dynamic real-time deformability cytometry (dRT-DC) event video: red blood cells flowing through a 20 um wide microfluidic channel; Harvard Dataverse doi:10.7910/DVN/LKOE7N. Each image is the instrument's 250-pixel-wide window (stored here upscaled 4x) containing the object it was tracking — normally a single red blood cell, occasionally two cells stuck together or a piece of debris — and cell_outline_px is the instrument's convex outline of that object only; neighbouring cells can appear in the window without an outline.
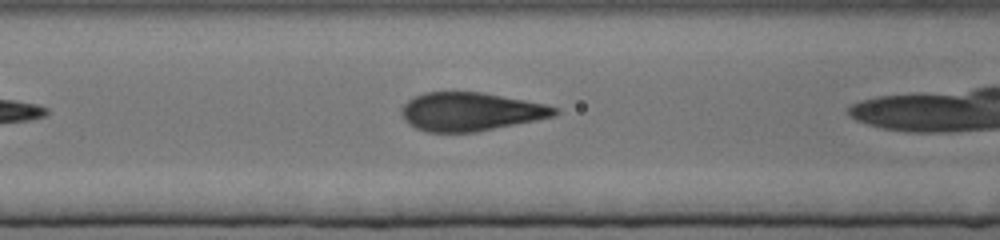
{"species": "human", "species_latin": "Homo sapiens", "temperature_condition": "cold", "stored_images_in_passage": 63, "camera_frame_rate_fps": 3000, "um_per_image_px": 0.085, "donor": {"sex": "female"}, "frame": {"image": 1, "passage_image": 9, "time_ms": 2.667, "image_size_px": [1000, 240], "cell_outline_px": [[560, 112], [556, 116], [476, 132], [428, 132], [416, 128], [408, 124], [404, 120], [400, 112], [400, 108], [408, 100], [424, 92], [480, 92], [548, 104], [560, 108]], "centroid_in_image_um": [40.02, 9.49], "position_along_channel_um": 126.6, "area_um2": 34.51}}
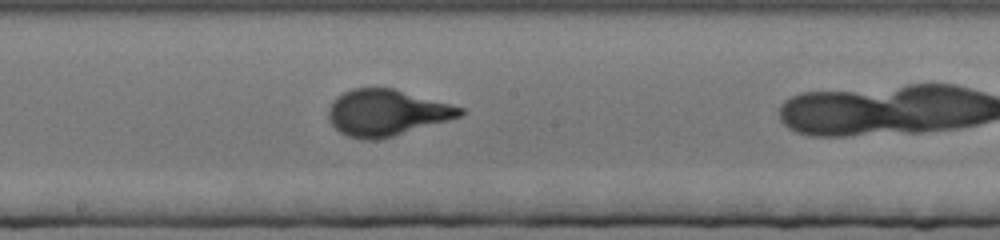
{"frame": {"image": 2, "passage_image": 32, "time_ms": 10.333, "image_size_px": [1000, 240], "cell_outline_px": [[464, 116], [380, 140], [360, 140], [348, 136], [340, 132], [332, 124], [328, 116], [328, 108], [332, 100], [336, 96], [352, 88], [396, 88], [464, 108]], "centroid_in_image_um": [32.87, 9.58], "position_along_channel_um": 215.3, "area_um2": 35.89}}
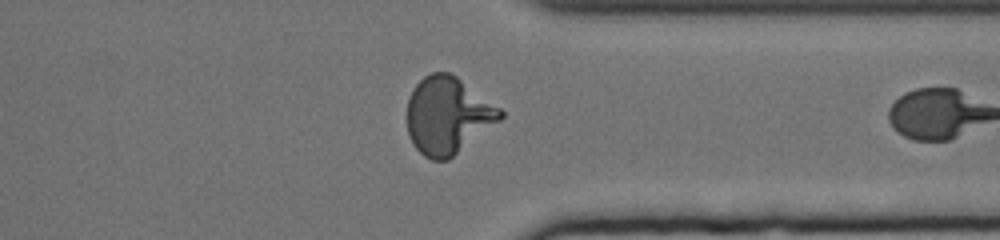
{"frame": {"image": 3, "passage_image": 62, "time_ms": 20.333, "image_size_px": [1000, 240], "cell_outline_px": [[504, 116], [500, 120], [448, 160], [432, 160], [424, 156], [412, 144], [408, 136], [408, 100], [416, 84], [424, 76], [432, 72], [448, 72], [456, 76], [500, 108], [504, 112]], "centroid_in_image_um": [38.05, 9.82], "position_along_channel_um": 373.4, "area_um2": 41.44}}